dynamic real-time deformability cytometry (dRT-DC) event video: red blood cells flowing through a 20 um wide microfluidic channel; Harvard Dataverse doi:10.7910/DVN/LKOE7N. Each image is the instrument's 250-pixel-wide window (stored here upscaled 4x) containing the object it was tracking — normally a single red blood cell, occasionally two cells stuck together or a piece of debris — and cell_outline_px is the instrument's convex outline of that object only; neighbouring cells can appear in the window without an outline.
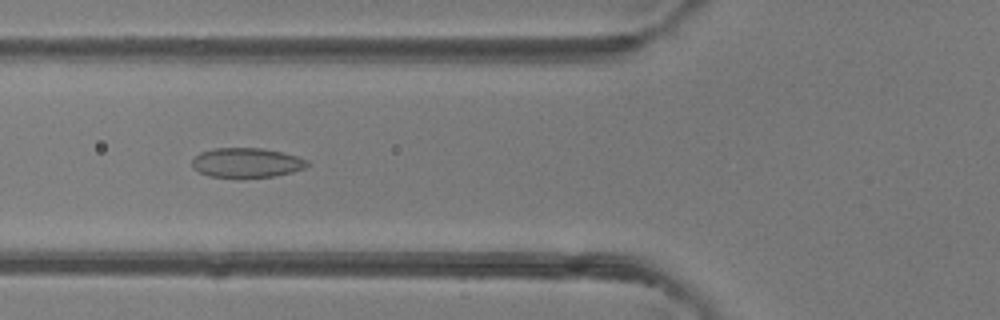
{"species": "common noctule bat (a hibernating species)", "species_latin": "Nyctalus noctula", "temperature_condition": "room temperature", "stored_images_in_passage": 38, "camera_frame_rate_fps": 3000, "um_per_image_px": 0.085, "animal": {"sex": "female"}, "frame": {"image": 1, "passage_image": 8, "time_ms": 2.333, "image_size_px": [1000, 320], "cell_outline_px": [[308, 164], [304, 168], [292, 172], [276, 176], [208, 176], [192, 168], [192, 160], [200, 152], [212, 148], [260, 148], [280, 152], [296, 156], [308, 160]], "centroid_in_image_um": [20.94, 13.81], "position_along_channel_um": 104.9, "area_um2": 19.48}}
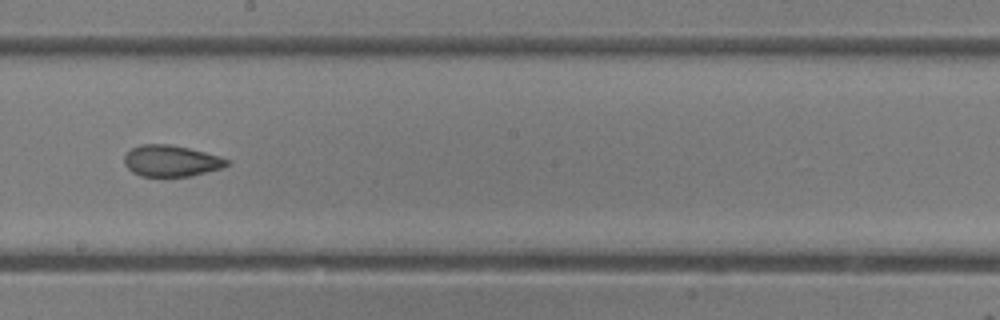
{"frame": {"image": 2, "passage_image": 17, "time_ms": 5.333, "image_size_px": [1000, 320], "cell_outline_px": [[232, 164], [220, 168], [192, 176], [140, 176], [132, 172], [124, 164], [124, 156], [132, 148], [140, 144], [168, 144], [188, 148], [204, 152], [228, 160]], "centroid_in_image_um": [14.51, 13.68], "position_along_channel_um": 233.7, "area_um2": 18.55}}
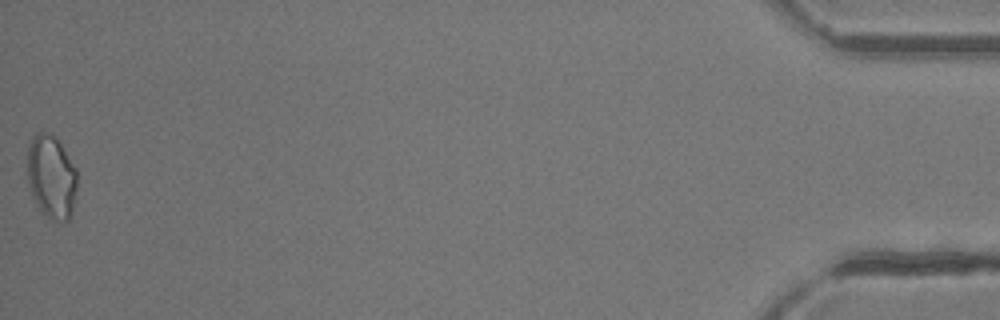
{"frame": {"image": 3, "passage_image": 38, "time_ms": 12.333, "image_size_px": [1000, 320], "cell_outline_px": [[76, 192], [72, 212], [68, 220], [48, 220], [32, 196], [28, 180], [28, 144], [32, 136], [36, 132], [48, 132], [56, 136], [76, 168]], "centroid_in_image_um": [4.37, 15.0], "position_along_channel_um": 430.8, "area_um2": 24.28}, "authors_computed_cell_mechanics": {"area_um2": 19.4208, "velocity_mm_per_s": 4.2902, "shape_relaxation_time_tau1_ms": null, "shape_relaxation_time_tau2_ms": 1.7799, "deformation_change_tau1": null, "deformation_change_tau2": 0.0758}}